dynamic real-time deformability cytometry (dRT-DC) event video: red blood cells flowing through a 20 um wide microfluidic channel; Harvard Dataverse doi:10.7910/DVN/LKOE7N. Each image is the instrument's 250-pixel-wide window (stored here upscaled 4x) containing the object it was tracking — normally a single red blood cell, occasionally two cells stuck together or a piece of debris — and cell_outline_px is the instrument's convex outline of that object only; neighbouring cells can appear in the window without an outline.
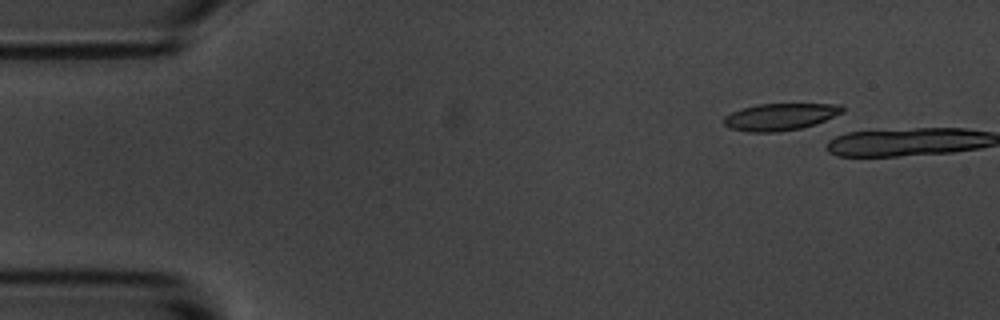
{"species": "common noctule bat (a hibernating species)", "species_latin": "Nyctalus noctula", "temperature_condition": "room temperature", "stored_images_in_passage": 2, "camera_frame_rate_fps": 3000, "um_per_image_px": 0.085, "animal": {"sex": "male", "body_mass_g": 20.1, "forearm_length_mm": 53.5}, "frame": {"image": 1, "passage_image": 1, "time_ms": 0.0, "image_size_px": [1000, 320], "cell_outline_px": [[844, 112], [816, 124], [800, 128], [776, 132], [748, 132], [728, 128], [724, 124], [724, 116], [732, 112], [756, 104], [840, 104], [844, 108]], "centroid_in_image_um": [66.31, 9.93], "position_along_channel_um": 18.7, "area_um2": 18.61}}